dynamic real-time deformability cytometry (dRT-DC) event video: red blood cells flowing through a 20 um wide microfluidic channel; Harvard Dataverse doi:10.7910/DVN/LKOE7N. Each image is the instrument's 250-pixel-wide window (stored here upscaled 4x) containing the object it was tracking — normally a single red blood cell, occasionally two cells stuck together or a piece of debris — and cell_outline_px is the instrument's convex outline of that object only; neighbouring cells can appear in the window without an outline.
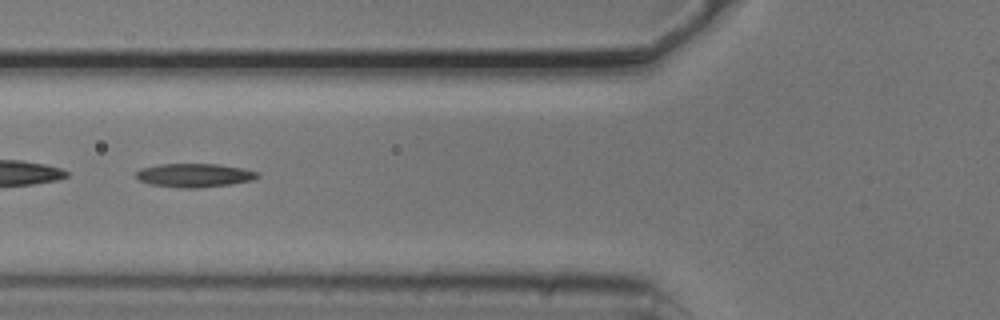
{"species": "common noctule bat (a hibernating species)", "species_latin": "Nyctalus noctula", "temperature_condition": "cold", "stored_images_in_passage": 7, "segment_of_instrument_passage": [2, 2], "camera_frame_rate_fps": 3000, "um_per_image_px": 0.085, "animal": {"sex": "male", "body_mass_g": 20.5, "forearm_length_mm": 52.5}, "frame": {"image": 1, "passage_image": 6, "time_ms": 1.667, "image_size_px": [1000, 320], "cell_outline_px": [[260, 176], [252, 180], [232, 184], [196, 188], [180, 188], [148, 184], [140, 180], [136, 176], [136, 172], [140, 168], [160, 164], [216, 164], [244, 168], [260, 172]], "centroid_in_image_um": [16.54, 14.9], "position_along_channel_um": 109.3, "area_um2": 16.88}}
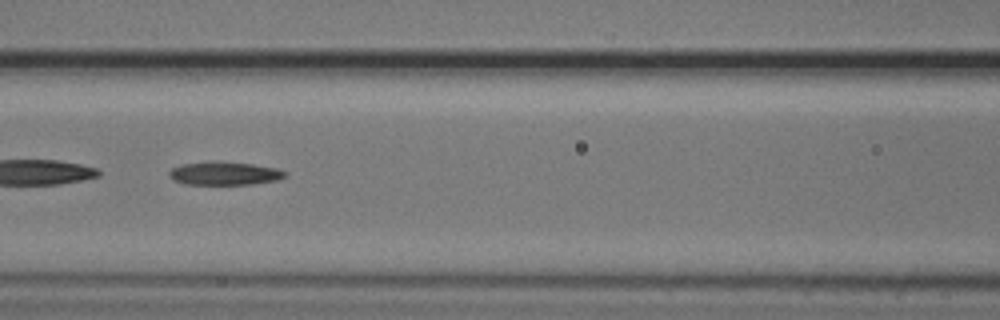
{"frame": {"image": 2, "passage_image": 7, "time_ms": 2.0, "image_size_px": [1000, 320], "cell_outline_px": [[288, 176], [276, 180], [252, 184], [184, 184], [168, 176], [168, 172], [172, 168], [184, 164], [212, 160], [216, 160], [252, 164], [276, 168], [288, 172]], "centroid_in_image_um": [19.1, 14.72], "position_along_channel_um": 147.5, "area_um2": 15.84}}